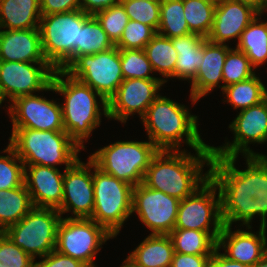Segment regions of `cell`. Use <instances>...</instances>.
<instances>
[{"instance_id":"6da1fadb","label":"cell","mask_w":267,"mask_h":267,"mask_svg":"<svg viewBox=\"0 0 267 267\" xmlns=\"http://www.w3.org/2000/svg\"><path fill=\"white\" fill-rule=\"evenodd\" d=\"M247 169L235 166L237 156H212L209 174L221 195V216L224 225L241 221L251 226L260 216V226L267 227V156H245Z\"/></svg>"},{"instance_id":"7a4b0ae2","label":"cell","mask_w":267,"mask_h":267,"mask_svg":"<svg viewBox=\"0 0 267 267\" xmlns=\"http://www.w3.org/2000/svg\"><path fill=\"white\" fill-rule=\"evenodd\" d=\"M159 150L147 168L143 183L151 189L183 200L192 195L209 178V170L203 174V167L210 166L212 150Z\"/></svg>"},{"instance_id":"3957f363","label":"cell","mask_w":267,"mask_h":267,"mask_svg":"<svg viewBox=\"0 0 267 267\" xmlns=\"http://www.w3.org/2000/svg\"><path fill=\"white\" fill-rule=\"evenodd\" d=\"M141 120L148 140L159 150L180 151L182 142L194 151L212 150L211 146L201 139L197 125L198 117L191 115L184 104L166 96L159 95L150 104Z\"/></svg>"},{"instance_id":"277c9868","label":"cell","mask_w":267,"mask_h":267,"mask_svg":"<svg viewBox=\"0 0 267 267\" xmlns=\"http://www.w3.org/2000/svg\"><path fill=\"white\" fill-rule=\"evenodd\" d=\"M51 84L55 92L65 97L64 103L61 104L65 132L81 149H85L83 143L87 142L86 139L100 125L102 114L108 118L107 101L64 70L55 69ZM99 104L102 105L103 113L100 112Z\"/></svg>"},{"instance_id":"5b68a950","label":"cell","mask_w":267,"mask_h":267,"mask_svg":"<svg viewBox=\"0 0 267 267\" xmlns=\"http://www.w3.org/2000/svg\"><path fill=\"white\" fill-rule=\"evenodd\" d=\"M9 145L24 165L71 167L82 150L65 131H39L12 128Z\"/></svg>"},{"instance_id":"8992f818","label":"cell","mask_w":267,"mask_h":267,"mask_svg":"<svg viewBox=\"0 0 267 267\" xmlns=\"http://www.w3.org/2000/svg\"><path fill=\"white\" fill-rule=\"evenodd\" d=\"M91 16L81 9L41 16L42 51L54 69L65 70L79 57L80 28Z\"/></svg>"},{"instance_id":"52a82bcc","label":"cell","mask_w":267,"mask_h":267,"mask_svg":"<svg viewBox=\"0 0 267 267\" xmlns=\"http://www.w3.org/2000/svg\"><path fill=\"white\" fill-rule=\"evenodd\" d=\"M159 149L148 141H116L89 158L103 172L132 186L143 183L147 168Z\"/></svg>"},{"instance_id":"ba28073f","label":"cell","mask_w":267,"mask_h":267,"mask_svg":"<svg viewBox=\"0 0 267 267\" xmlns=\"http://www.w3.org/2000/svg\"><path fill=\"white\" fill-rule=\"evenodd\" d=\"M94 209L90 219L116 237L132 215L134 186L103 172L93 162Z\"/></svg>"},{"instance_id":"9c48e42d","label":"cell","mask_w":267,"mask_h":267,"mask_svg":"<svg viewBox=\"0 0 267 267\" xmlns=\"http://www.w3.org/2000/svg\"><path fill=\"white\" fill-rule=\"evenodd\" d=\"M61 218L57 209L33 207L4 233L34 259L37 256L42 258L55 250L57 227Z\"/></svg>"},{"instance_id":"30bf717a","label":"cell","mask_w":267,"mask_h":267,"mask_svg":"<svg viewBox=\"0 0 267 267\" xmlns=\"http://www.w3.org/2000/svg\"><path fill=\"white\" fill-rule=\"evenodd\" d=\"M110 238L114 236L90 218L62 217L57 227L55 250L92 267L96 266V254Z\"/></svg>"},{"instance_id":"8fae6325","label":"cell","mask_w":267,"mask_h":267,"mask_svg":"<svg viewBox=\"0 0 267 267\" xmlns=\"http://www.w3.org/2000/svg\"><path fill=\"white\" fill-rule=\"evenodd\" d=\"M64 71L91 87L107 102L124 80L116 46L93 55L79 56Z\"/></svg>"},{"instance_id":"7c38bea8","label":"cell","mask_w":267,"mask_h":267,"mask_svg":"<svg viewBox=\"0 0 267 267\" xmlns=\"http://www.w3.org/2000/svg\"><path fill=\"white\" fill-rule=\"evenodd\" d=\"M223 226L221 195L211 178L192 195L180 200L174 228L207 231L218 240Z\"/></svg>"},{"instance_id":"4fadbf2b","label":"cell","mask_w":267,"mask_h":267,"mask_svg":"<svg viewBox=\"0 0 267 267\" xmlns=\"http://www.w3.org/2000/svg\"><path fill=\"white\" fill-rule=\"evenodd\" d=\"M229 128L234 132V140L223 146H211L213 156L238 157L239 153L244 157L264 156V154L255 153L248 145L267 142V98L257 105L241 110L229 124Z\"/></svg>"},{"instance_id":"5bb4252c","label":"cell","mask_w":267,"mask_h":267,"mask_svg":"<svg viewBox=\"0 0 267 267\" xmlns=\"http://www.w3.org/2000/svg\"><path fill=\"white\" fill-rule=\"evenodd\" d=\"M54 72L49 63L0 61V96L3 101L8 97L10 103L33 92H54L51 84Z\"/></svg>"},{"instance_id":"9a60e30c","label":"cell","mask_w":267,"mask_h":267,"mask_svg":"<svg viewBox=\"0 0 267 267\" xmlns=\"http://www.w3.org/2000/svg\"><path fill=\"white\" fill-rule=\"evenodd\" d=\"M180 200L160 190L148 188L144 183L133 188L132 214L151 234L169 235L175 227Z\"/></svg>"},{"instance_id":"2e32d148","label":"cell","mask_w":267,"mask_h":267,"mask_svg":"<svg viewBox=\"0 0 267 267\" xmlns=\"http://www.w3.org/2000/svg\"><path fill=\"white\" fill-rule=\"evenodd\" d=\"M162 79H125L107 102L108 119L126 123L130 115L144 117L150 104L159 96Z\"/></svg>"},{"instance_id":"e0dca14e","label":"cell","mask_w":267,"mask_h":267,"mask_svg":"<svg viewBox=\"0 0 267 267\" xmlns=\"http://www.w3.org/2000/svg\"><path fill=\"white\" fill-rule=\"evenodd\" d=\"M93 161H80V158L64 170L63 199L57 209L61 216L72 212L67 218H91L94 209Z\"/></svg>"},{"instance_id":"ac0fdd59","label":"cell","mask_w":267,"mask_h":267,"mask_svg":"<svg viewBox=\"0 0 267 267\" xmlns=\"http://www.w3.org/2000/svg\"><path fill=\"white\" fill-rule=\"evenodd\" d=\"M12 128L39 131H65L61 104L43 96L26 95L16 98L7 107Z\"/></svg>"},{"instance_id":"d6986e66","label":"cell","mask_w":267,"mask_h":267,"mask_svg":"<svg viewBox=\"0 0 267 267\" xmlns=\"http://www.w3.org/2000/svg\"><path fill=\"white\" fill-rule=\"evenodd\" d=\"M254 5L238 0H221L216 4L211 31L207 40L226 44L228 40L239 41L242 32L260 14Z\"/></svg>"},{"instance_id":"ffe728a7","label":"cell","mask_w":267,"mask_h":267,"mask_svg":"<svg viewBox=\"0 0 267 267\" xmlns=\"http://www.w3.org/2000/svg\"><path fill=\"white\" fill-rule=\"evenodd\" d=\"M231 227L224 225L217 240V248H222L228 259L251 267L267 254V227L260 226L256 234L249 230L252 226H246L248 231L237 229L234 232Z\"/></svg>"},{"instance_id":"44dd1931","label":"cell","mask_w":267,"mask_h":267,"mask_svg":"<svg viewBox=\"0 0 267 267\" xmlns=\"http://www.w3.org/2000/svg\"><path fill=\"white\" fill-rule=\"evenodd\" d=\"M24 166V185L33 206L58 209L63 199L64 172L50 166Z\"/></svg>"},{"instance_id":"7402d4cb","label":"cell","mask_w":267,"mask_h":267,"mask_svg":"<svg viewBox=\"0 0 267 267\" xmlns=\"http://www.w3.org/2000/svg\"><path fill=\"white\" fill-rule=\"evenodd\" d=\"M0 61L48 63L42 51L39 28L0 29Z\"/></svg>"},{"instance_id":"603a6c76","label":"cell","mask_w":267,"mask_h":267,"mask_svg":"<svg viewBox=\"0 0 267 267\" xmlns=\"http://www.w3.org/2000/svg\"><path fill=\"white\" fill-rule=\"evenodd\" d=\"M230 49L228 44L213 43L207 39L204 41L203 62L191 82L190 100L193 105L214 88L219 86L222 90L219 83L223 82L224 62Z\"/></svg>"},{"instance_id":"cb8c5ba5","label":"cell","mask_w":267,"mask_h":267,"mask_svg":"<svg viewBox=\"0 0 267 267\" xmlns=\"http://www.w3.org/2000/svg\"><path fill=\"white\" fill-rule=\"evenodd\" d=\"M205 37L190 33L171 38L172 45L178 53L175 66V78L193 81L203 62Z\"/></svg>"},{"instance_id":"d4e9b609","label":"cell","mask_w":267,"mask_h":267,"mask_svg":"<svg viewBox=\"0 0 267 267\" xmlns=\"http://www.w3.org/2000/svg\"><path fill=\"white\" fill-rule=\"evenodd\" d=\"M40 0H0V29L39 28Z\"/></svg>"},{"instance_id":"484cf974","label":"cell","mask_w":267,"mask_h":267,"mask_svg":"<svg viewBox=\"0 0 267 267\" xmlns=\"http://www.w3.org/2000/svg\"><path fill=\"white\" fill-rule=\"evenodd\" d=\"M173 255L169 235L150 234L127 257L140 267H170Z\"/></svg>"},{"instance_id":"4316f807","label":"cell","mask_w":267,"mask_h":267,"mask_svg":"<svg viewBox=\"0 0 267 267\" xmlns=\"http://www.w3.org/2000/svg\"><path fill=\"white\" fill-rule=\"evenodd\" d=\"M262 15L263 12L258 14L246 27L236 45L238 50L245 53L255 69L267 63V21L260 20Z\"/></svg>"},{"instance_id":"83f0119b","label":"cell","mask_w":267,"mask_h":267,"mask_svg":"<svg viewBox=\"0 0 267 267\" xmlns=\"http://www.w3.org/2000/svg\"><path fill=\"white\" fill-rule=\"evenodd\" d=\"M33 207L24 184L14 189L0 190V232L18 223Z\"/></svg>"},{"instance_id":"f1b7e54d","label":"cell","mask_w":267,"mask_h":267,"mask_svg":"<svg viewBox=\"0 0 267 267\" xmlns=\"http://www.w3.org/2000/svg\"><path fill=\"white\" fill-rule=\"evenodd\" d=\"M144 51L154 72H159V75L164 77L162 78L164 84L167 82V78H175L178 53L173 47L170 38L156 33L152 40L145 46Z\"/></svg>"},{"instance_id":"f546056e","label":"cell","mask_w":267,"mask_h":267,"mask_svg":"<svg viewBox=\"0 0 267 267\" xmlns=\"http://www.w3.org/2000/svg\"><path fill=\"white\" fill-rule=\"evenodd\" d=\"M227 103L234 109L244 110L267 98V88L255 74L247 80L230 84L222 90Z\"/></svg>"},{"instance_id":"4dcf8cb0","label":"cell","mask_w":267,"mask_h":267,"mask_svg":"<svg viewBox=\"0 0 267 267\" xmlns=\"http://www.w3.org/2000/svg\"><path fill=\"white\" fill-rule=\"evenodd\" d=\"M169 236L176 253L212 255L217 249V240L207 231L174 228Z\"/></svg>"},{"instance_id":"1f68e13d","label":"cell","mask_w":267,"mask_h":267,"mask_svg":"<svg viewBox=\"0 0 267 267\" xmlns=\"http://www.w3.org/2000/svg\"><path fill=\"white\" fill-rule=\"evenodd\" d=\"M157 33L170 39L191 33L184 15L183 0H161Z\"/></svg>"},{"instance_id":"d6a6232c","label":"cell","mask_w":267,"mask_h":267,"mask_svg":"<svg viewBox=\"0 0 267 267\" xmlns=\"http://www.w3.org/2000/svg\"><path fill=\"white\" fill-rule=\"evenodd\" d=\"M183 5L189 31L207 38L212 28L216 3L210 0H183Z\"/></svg>"},{"instance_id":"836d02e7","label":"cell","mask_w":267,"mask_h":267,"mask_svg":"<svg viewBox=\"0 0 267 267\" xmlns=\"http://www.w3.org/2000/svg\"><path fill=\"white\" fill-rule=\"evenodd\" d=\"M113 47L115 45L92 15L80 28L79 56L93 55Z\"/></svg>"},{"instance_id":"e575fe53","label":"cell","mask_w":267,"mask_h":267,"mask_svg":"<svg viewBox=\"0 0 267 267\" xmlns=\"http://www.w3.org/2000/svg\"><path fill=\"white\" fill-rule=\"evenodd\" d=\"M120 62L125 79H161L153 77V67L147 59L144 49H119Z\"/></svg>"},{"instance_id":"d590c367","label":"cell","mask_w":267,"mask_h":267,"mask_svg":"<svg viewBox=\"0 0 267 267\" xmlns=\"http://www.w3.org/2000/svg\"><path fill=\"white\" fill-rule=\"evenodd\" d=\"M254 69L243 51L231 48L224 62L222 90L230 84L249 79L255 75Z\"/></svg>"},{"instance_id":"8d00e7d4","label":"cell","mask_w":267,"mask_h":267,"mask_svg":"<svg viewBox=\"0 0 267 267\" xmlns=\"http://www.w3.org/2000/svg\"><path fill=\"white\" fill-rule=\"evenodd\" d=\"M0 155V190L14 189L24 184V164L8 144ZM19 162V164H18Z\"/></svg>"},{"instance_id":"74e56055","label":"cell","mask_w":267,"mask_h":267,"mask_svg":"<svg viewBox=\"0 0 267 267\" xmlns=\"http://www.w3.org/2000/svg\"><path fill=\"white\" fill-rule=\"evenodd\" d=\"M121 4L130 20L151 26L157 32L161 0H121Z\"/></svg>"},{"instance_id":"f35d334b","label":"cell","mask_w":267,"mask_h":267,"mask_svg":"<svg viewBox=\"0 0 267 267\" xmlns=\"http://www.w3.org/2000/svg\"><path fill=\"white\" fill-rule=\"evenodd\" d=\"M93 16L114 45L121 39L124 28L130 20L121 2L97 12Z\"/></svg>"},{"instance_id":"ab89813d","label":"cell","mask_w":267,"mask_h":267,"mask_svg":"<svg viewBox=\"0 0 267 267\" xmlns=\"http://www.w3.org/2000/svg\"><path fill=\"white\" fill-rule=\"evenodd\" d=\"M156 33L151 26L129 20L115 46L119 49H144Z\"/></svg>"},{"instance_id":"60d3db41","label":"cell","mask_w":267,"mask_h":267,"mask_svg":"<svg viewBox=\"0 0 267 267\" xmlns=\"http://www.w3.org/2000/svg\"><path fill=\"white\" fill-rule=\"evenodd\" d=\"M0 264L4 267H36L35 259L0 232Z\"/></svg>"},{"instance_id":"b9f144b4","label":"cell","mask_w":267,"mask_h":267,"mask_svg":"<svg viewBox=\"0 0 267 267\" xmlns=\"http://www.w3.org/2000/svg\"><path fill=\"white\" fill-rule=\"evenodd\" d=\"M42 15L65 13L81 9V0H40Z\"/></svg>"},{"instance_id":"7bdbcfd3","label":"cell","mask_w":267,"mask_h":267,"mask_svg":"<svg viewBox=\"0 0 267 267\" xmlns=\"http://www.w3.org/2000/svg\"><path fill=\"white\" fill-rule=\"evenodd\" d=\"M42 259L37 262L36 267H88L82 261L63 255L56 250L42 257Z\"/></svg>"},{"instance_id":"ee69618b","label":"cell","mask_w":267,"mask_h":267,"mask_svg":"<svg viewBox=\"0 0 267 267\" xmlns=\"http://www.w3.org/2000/svg\"><path fill=\"white\" fill-rule=\"evenodd\" d=\"M211 255H191L174 252L170 267H208Z\"/></svg>"},{"instance_id":"f6af8a7d","label":"cell","mask_w":267,"mask_h":267,"mask_svg":"<svg viewBox=\"0 0 267 267\" xmlns=\"http://www.w3.org/2000/svg\"><path fill=\"white\" fill-rule=\"evenodd\" d=\"M120 2L121 0H81V10L89 15H94Z\"/></svg>"},{"instance_id":"bcb514c9","label":"cell","mask_w":267,"mask_h":267,"mask_svg":"<svg viewBox=\"0 0 267 267\" xmlns=\"http://www.w3.org/2000/svg\"><path fill=\"white\" fill-rule=\"evenodd\" d=\"M219 251L220 249L217 248L211 255L208 262V267H250L238 261L228 259L223 253Z\"/></svg>"},{"instance_id":"7dc6e473","label":"cell","mask_w":267,"mask_h":267,"mask_svg":"<svg viewBox=\"0 0 267 267\" xmlns=\"http://www.w3.org/2000/svg\"><path fill=\"white\" fill-rule=\"evenodd\" d=\"M238 1L250 3L255 7H257L263 13L267 11V0H238Z\"/></svg>"},{"instance_id":"c3c4849f","label":"cell","mask_w":267,"mask_h":267,"mask_svg":"<svg viewBox=\"0 0 267 267\" xmlns=\"http://www.w3.org/2000/svg\"><path fill=\"white\" fill-rule=\"evenodd\" d=\"M251 267H267V254Z\"/></svg>"},{"instance_id":"681fc988","label":"cell","mask_w":267,"mask_h":267,"mask_svg":"<svg viewBox=\"0 0 267 267\" xmlns=\"http://www.w3.org/2000/svg\"><path fill=\"white\" fill-rule=\"evenodd\" d=\"M121 267H140L131 261L128 257L123 261Z\"/></svg>"},{"instance_id":"f907efd6","label":"cell","mask_w":267,"mask_h":267,"mask_svg":"<svg viewBox=\"0 0 267 267\" xmlns=\"http://www.w3.org/2000/svg\"><path fill=\"white\" fill-rule=\"evenodd\" d=\"M210 1H212V2H214V3H219L221 0H210Z\"/></svg>"},{"instance_id":"816d5d0a","label":"cell","mask_w":267,"mask_h":267,"mask_svg":"<svg viewBox=\"0 0 267 267\" xmlns=\"http://www.w3.org/2000/svg\"><path fill=\"white\" fill-rule=\"evenodd\" d=\"M2 102H4V101H3V99H2L1 96H0V105L2 104Z\"/></svg>"}]
</instances>
